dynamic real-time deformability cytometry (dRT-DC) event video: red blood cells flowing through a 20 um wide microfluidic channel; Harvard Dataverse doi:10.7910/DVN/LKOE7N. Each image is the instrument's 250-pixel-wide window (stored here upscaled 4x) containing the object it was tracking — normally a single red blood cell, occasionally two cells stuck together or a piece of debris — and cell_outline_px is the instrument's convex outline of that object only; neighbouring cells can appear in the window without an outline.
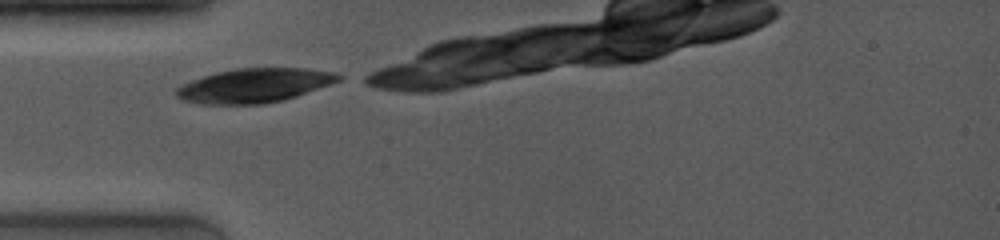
{"species": "common noctule bat (a hibernating species)", "species_latin": "Nyctalus noctula", "temperature_condition": "room temperature", "stored_images_in_passage": 2, "camera_frame_rate_fps": 4000, "um_per_image_px": 0.085, "animal": {"sex": "female", "body_mass_g": 19.0, "forearm_length_mm": 53.3}, "frame": {"image": 1, "passage_image": 1, "time_ms": 0.0, "image_size_px": [1000, 240], "cell_outline_px": [[344, 76], [340, 80], [332, 84], [284, 100], [264, 104], [200, 104], [184, 100], [176, 96], [176, 88], [192, 80], [216, 72], [236, 68], [304, 68], [336, 72]], "centroid_in_image_um": [21.66, 7.26], "position_along_channel_um": 63.3, "area_um2": 32.31}}